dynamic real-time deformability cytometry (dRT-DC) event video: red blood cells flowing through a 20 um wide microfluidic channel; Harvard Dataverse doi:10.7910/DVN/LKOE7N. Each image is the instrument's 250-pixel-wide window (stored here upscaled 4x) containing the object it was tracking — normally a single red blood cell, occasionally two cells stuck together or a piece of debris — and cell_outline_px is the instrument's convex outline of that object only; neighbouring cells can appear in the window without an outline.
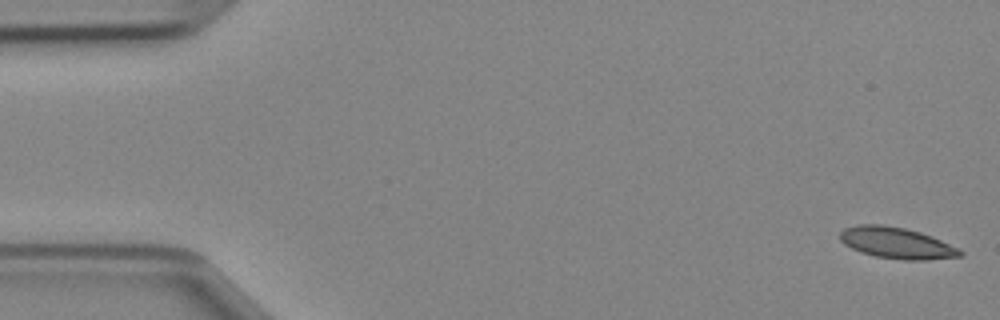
{"species": "Egyptian fruit bat (a non-hibernating species)", "species_latin": "Rousettus aegyptiacus", "temperature_condition": "cold", "stored_images_in_passage": 47, "camera_frame_rate_fps": 3000, "um_per_image_px": 0.085, "animal": {"sex": "female"}, "frame": {"image": 1, "passage_image": 1, "time_ms": 0.0, "image_size_px": [1000, 320], "cell_outline_px": [[964, 252], [960, 256], [924, 260], [904, 260], [876, 256], [860, 252], [844, 244], [840, 240], [840, 232], [844, 228], [856, 224], [880, 224], [904, 228], [920, 232], [932, 236], [960, 248]], "centroid_in_image_um": [76.21, 20.64], "position_along_channel_um": 8.8, "area_um2": 21.91}}
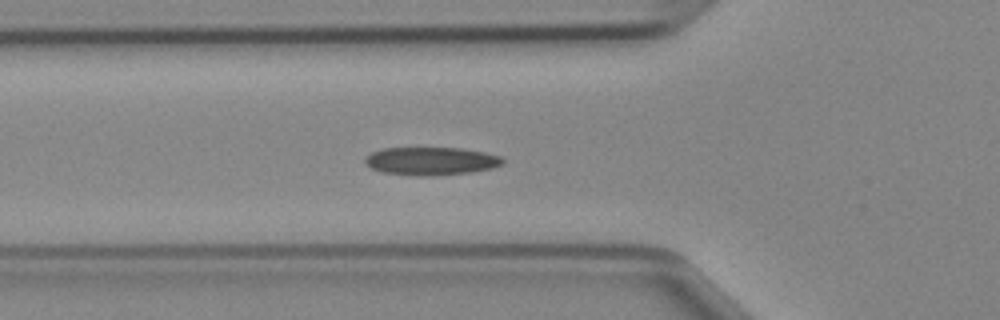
{"frame": {"image": 2, "passage_image": 16, "time_ms": 5.0, "image_size_px": [1000, 320], "cell_outline_px": [[504, 164], [492, 168], [472, 172], [432, 176], [416, 176], [380, 172], [364, 164], [364, 156], [372, 152], [384, 148], [464, 148], [484, 152], [500, 156], [504, 160]], "centroid_in_image_um": [36.62, 13.69], "position_along_channel_um": 89.2, "area_um2": 22.77}}
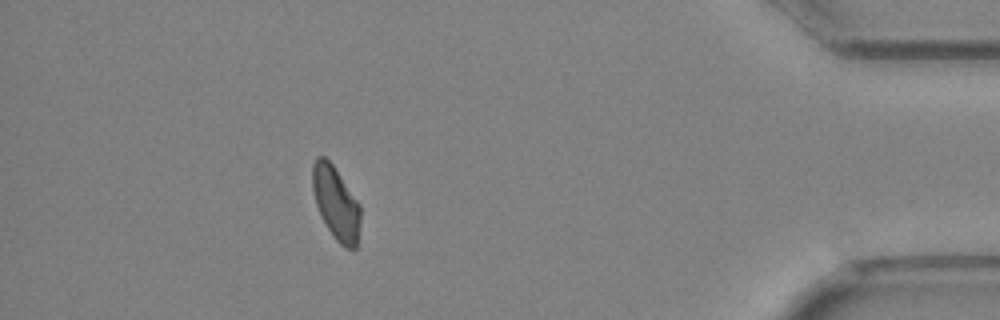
{"frame": {"image": 3, "passage_image": 42, "time_ms": 13.667, "image_size_px": [1000, 320], "cell_outline_px": [[360, 220], [356, 248], [344, 248], [336, 240], [320, 216], [316, 204], [312, 188], [312, 164], [316, 156], [324, 156], [332, 164], [360, 204]], "centroid_in_image_um": [28.54, 17.25], "position_along_channel_um": 406.7, "area_um2": 20.35}}